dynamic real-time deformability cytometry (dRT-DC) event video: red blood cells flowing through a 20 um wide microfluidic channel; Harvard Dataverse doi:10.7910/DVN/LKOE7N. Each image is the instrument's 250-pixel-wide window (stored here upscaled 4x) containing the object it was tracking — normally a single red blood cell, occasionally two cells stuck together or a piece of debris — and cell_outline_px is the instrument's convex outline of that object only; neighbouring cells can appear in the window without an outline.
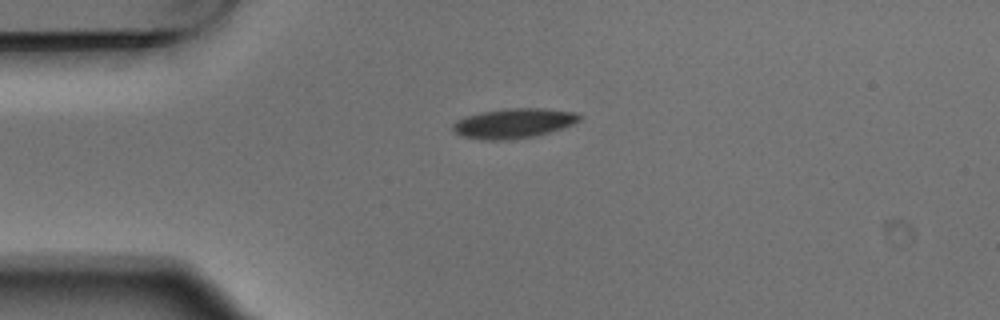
{"species": "Egyptian fruit bat (a non-hibernating species)", "species_latin": "Rousettus aegyptiacus", "temperature_condition": "warm", "stored_images_in_passage": 2, "camera_frame_rate_fps": 3000, "um_per_image_px": 0.085, "animal": {"sex": "male"}, "frame": {"image": 1, "passage_image": 1, "time_ms": 0.0, "image_size_px": [1000, 320], "cell_outline_px": [[580, 120], [572, 124], [548, 132], [532, 136], [512, 140], [484, 140], [460, 136], [452, 128], [452, 124], [456, 120], [464, 116], [480, 112], [504, 108], [544, 108], [576, 112], [580, 116]], "centroid_in_image_um": [43.6, 10.47], "position_along_channel_um": 41.4, "area_um2": 22.02}}